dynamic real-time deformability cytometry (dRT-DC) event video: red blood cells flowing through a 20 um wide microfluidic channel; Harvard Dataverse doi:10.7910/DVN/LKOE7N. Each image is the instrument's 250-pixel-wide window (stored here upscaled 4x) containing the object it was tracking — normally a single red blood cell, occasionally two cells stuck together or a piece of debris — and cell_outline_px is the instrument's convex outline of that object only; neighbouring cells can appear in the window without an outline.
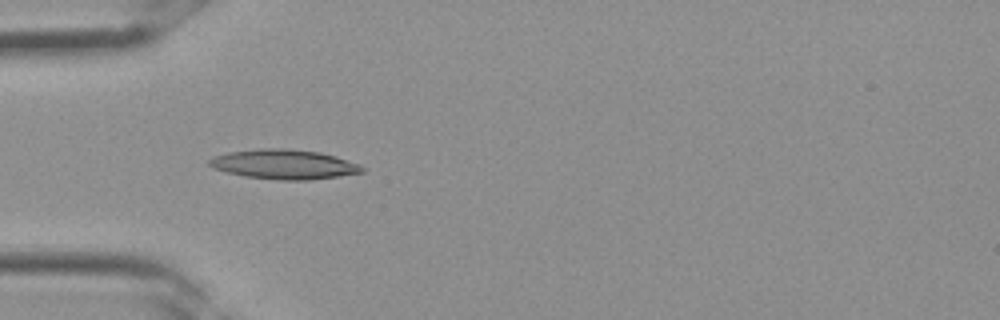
{"species": "Egyptian fruit bat (a non-hibernating species)", "species_latin": "Rousettus aegyptiacus", "temperature_condition": "room temperature", "stored_images_in_passage": 3, "camera_frame_rate_fps": 3000, "um_per_image_px": 0.085, "frame": {"image": 1, "passage_image": 3, "time_ms": 0.667, "image_size_px": [1000, 320], "cell_outline_px": [[364, 172], [308, 180], [280, 180], [244, 176], [212, 168], [208, 164], [208, 160], [212, 156], [228, 152], [260, 148], [288, 148], [320, 152], [336, 156], [360, 164], [364, 168]], "centroid_in_image_um": [24.12, 13.95], "position_along_channel_um": 60.9, "area_um2": 26.47}}